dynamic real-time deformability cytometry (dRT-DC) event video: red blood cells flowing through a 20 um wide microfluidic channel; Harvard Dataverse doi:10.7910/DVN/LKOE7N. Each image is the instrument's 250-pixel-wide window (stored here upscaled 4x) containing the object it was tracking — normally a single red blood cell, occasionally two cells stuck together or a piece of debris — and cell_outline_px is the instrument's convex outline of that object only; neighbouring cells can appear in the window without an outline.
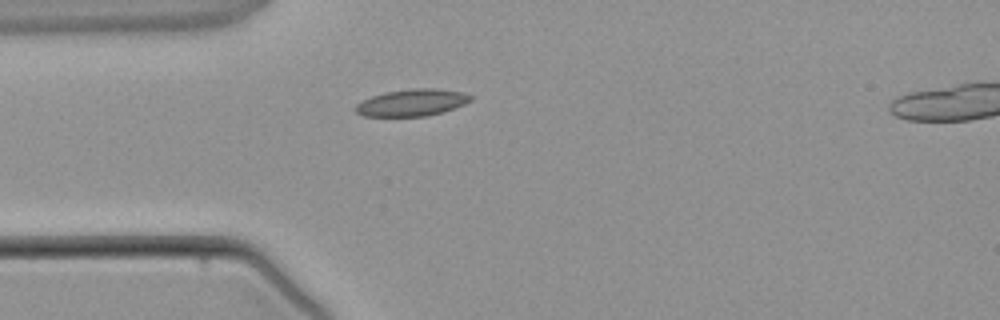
{"species": "common noctule bat (a hibernating species)", "species_latin": "Nyctalus noctula", "temperature_condition": "warm", "stored_images_in_passage": 4, "camera_frame_rate_fps": 3000, "um_per_image_px": 0.085, "animal": {"sex": "male", "body_mass_g": 21.5, "forearm_length_mm": 52.0}, "frame": {"image": 1, "passage_image": 3, "time_ms": 5.0, "image_size_px": [1000, 320], "cell_outline_px": [[472, 100], [464, 104], [444, 112], [424, 116], [364, 116], [356, 112], [352, 108], [356, 104], [372, 96], [388, 92], [412, 88], [436, 88], [460, 92], [472, 96]], "centroid_in_image_um": [35.01, 8.72], "position_along_channel_um": 50.0, "area_um2": 17.92}}